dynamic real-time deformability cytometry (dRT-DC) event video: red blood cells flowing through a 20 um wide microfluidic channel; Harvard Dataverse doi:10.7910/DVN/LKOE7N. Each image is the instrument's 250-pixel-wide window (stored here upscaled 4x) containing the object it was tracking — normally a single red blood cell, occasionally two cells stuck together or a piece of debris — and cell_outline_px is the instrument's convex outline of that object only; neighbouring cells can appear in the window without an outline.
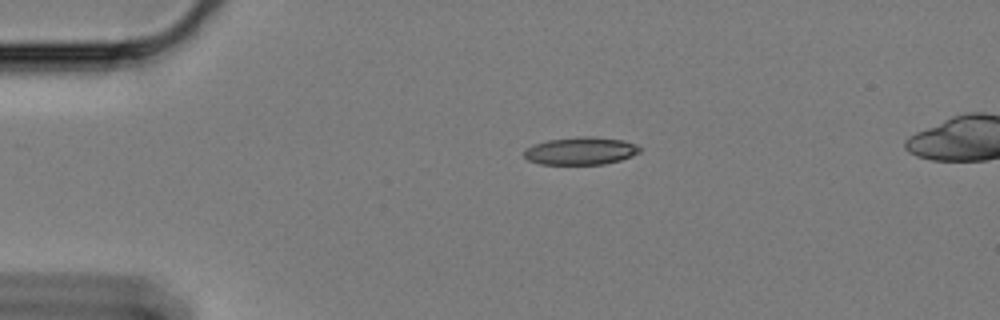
{"species": "Egyptian fruit bat (a non-hibernating species)", "species_latin": "Rousettus aegyptiacus", "temperature_condition": "cold", "stored_images_in_passage": 48, "camera_frame_rate_fps": 3000, "um_per_image_px": 0.085, "animal": {"sex": "female"}, "frame": {"image": 1, "passage_image": 1, "time_ms": 0.0, "image_size_px": [1000, 320], "cell_outline_px": [[640, 152], [632, 156], [620, 160], [604, 164], [540, 164], [528, 160], [524, 156], [524, 152], [528, 148], [536, 144], [548, 140], [580, 136], [592, 136], [620, 140], [636, 144], [640, 148]], "centroid_in_image_um": [49.38, 12.83], "position_along_channel_um": 35.6, "area_um2": 18.44}}
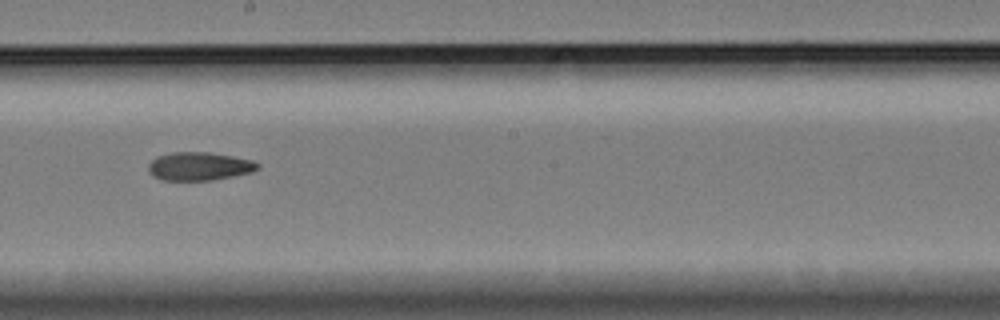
{"frame": {"image": 2, "passage_image": 22, "time_ms": 7.0, "image_size_px": [1000, 320], "cell_outline_px": [[260, 168], [252, 172], [232, 176], [208, 180], [164, 180], [156, 176], [148, 168], [148, 164], [156, 156], [172, 152], [208, 152], [232, 156], [252, 160], [260, 164]], "centroid_in_image_um": [16.97, 14.12], "position_along_channel_um": 231.2, "area_um2": 17.8}}
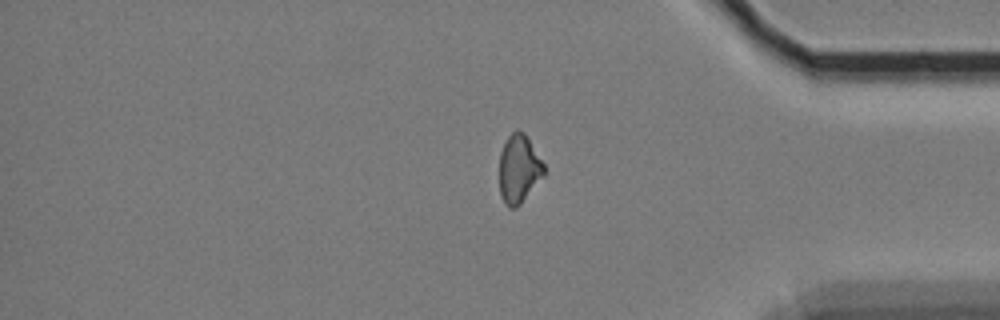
{"frame": {"image": 3, "passage_image": 38, "time_ms": 12.333, "image_size_px": [1000, 320], "cell_outline_px": [[544, 176], [520, 204], [516, 208], [508, 208], [504, 204], [500, 196], [500, 152], [508, 136], [516, 128], [520, 128], [524, 132], [544, 164]], "centroid_in_image_um": [44.1, 14.36], "position_along_channel_um": 391.1, "area_um2": 17.86}}